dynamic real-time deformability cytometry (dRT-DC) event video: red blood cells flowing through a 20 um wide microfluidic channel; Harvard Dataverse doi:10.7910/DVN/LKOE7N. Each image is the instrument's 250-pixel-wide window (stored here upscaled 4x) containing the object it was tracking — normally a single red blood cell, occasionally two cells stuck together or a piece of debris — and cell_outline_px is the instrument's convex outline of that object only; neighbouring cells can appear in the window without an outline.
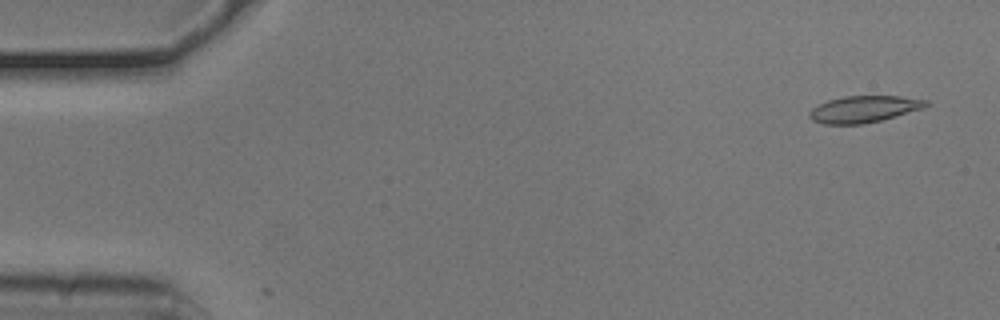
{"species": "common noctule bat (a hibernating species)", "species_latin": "Nyctalus noctula", "temperature_condition": "cold", "stored_images_in_passage": 15, "camera_frame_rate_fps": 3000, "um_per_image_px": 0.085, "animal": {"sex": "male", "body_mass_g": 20.5, "forearm_length_mm": 52.5}, "frame": {"image": 1, "passage_image": 3, "time_ms": 0.667, "image_size_px": [1000, 320], "cell_outline_px": [[928, 104], [924, 108], [896, 116], [864, 124], [824, 124], [812, 120], [808, 116], [808, 112], [812, 108], [828, 100], [844, 96], [900, 96], [928, 100]], "centroid_in_image_um": [73.42, 9.27], "position_along_channel_um": 11.6, "area_um2": 18.09}}
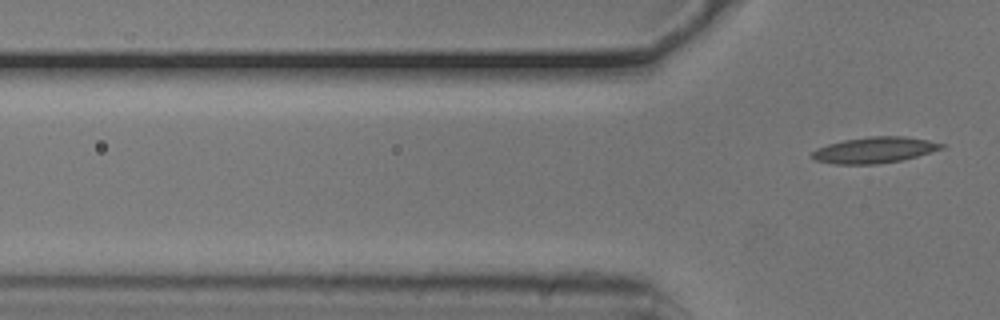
{"frame": {"image": 2, "passage_image": 15, "time_ms": 4.667, "image_size_px": [1000, 320], "cell_outline_px": [[944, 148], [932, 152], [900, 160], [876, 164], [836, 164], [816, 160], [808, 156], [816, 148], [828, 144], [844, 140], [868, 136], [904, 136], [928, 140], [944, 144]], "centroid_in_image_um": [74.3, 12.75], "position_along_channel_um": 51.5, "area_um2": 19.59}}